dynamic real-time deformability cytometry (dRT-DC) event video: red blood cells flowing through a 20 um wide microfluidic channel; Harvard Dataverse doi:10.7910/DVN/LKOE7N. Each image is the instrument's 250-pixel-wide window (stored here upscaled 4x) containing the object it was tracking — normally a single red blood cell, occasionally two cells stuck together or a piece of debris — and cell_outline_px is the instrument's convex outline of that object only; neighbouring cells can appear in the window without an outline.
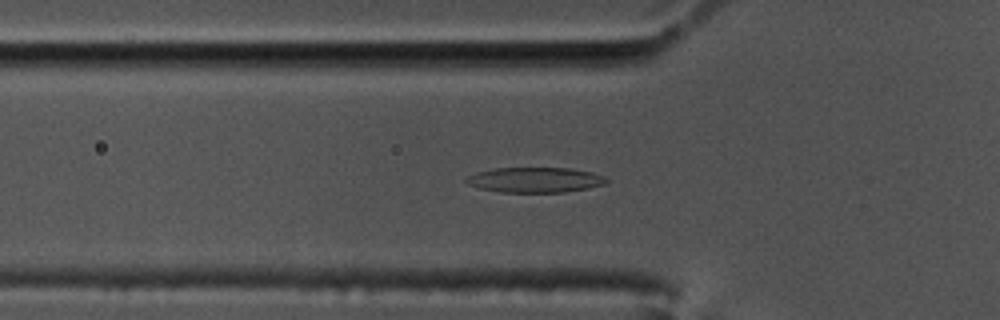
{"species": "common noctule bat (a hibernating species)", "species_latin": "Nyctalus noctula", "temperature_condition": "cold", "stored_images_in_passage": 53, "camera_frame_rate_fps": 3000, "um_per_image_px": 0.085, "animal": {"sex": "male", "body_mass_g": 17.5, "forearm_length_mm": 52.3}, "frame": {"image": 1, "passage_image": 14, "time_ms": 4.333, "image_size_px": [1000, 320], "cell_outline_px": [[608, 180], [604, 184], [588, 188], [564, 192], [500, 192], [480, 188], [468, 184], [464, 180], [468, 176], [476, 172], [496, 168], [568, 168], [592, 172], [604, 176]], "centroid_in_image_um": [45.47, 15.29], "position_along_channel_um": 80.3, "area_um2": 20.46}}
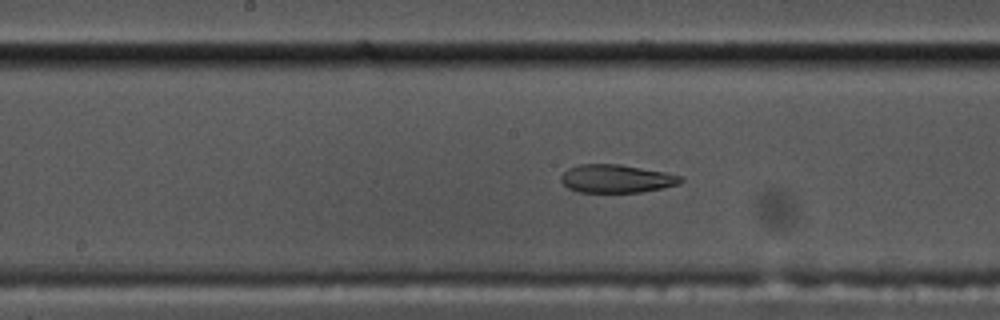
{"frame": {"image": 2, "passage_image": 24, "time_ms": 7.667, "image_size_px": [1000, 320], "cell_outline_px": [[684, 180], [680, 184], [640, 192], [576, 192], [568, 188], [560, 180], [560, 176], [568, 168], [580, 164], [620, 164], [664, 172], [680, 176]], "centroid_in_image_um": [52.36, 15.18], "position_along_channel_um": 195.8, "area_um2": 19.59}}
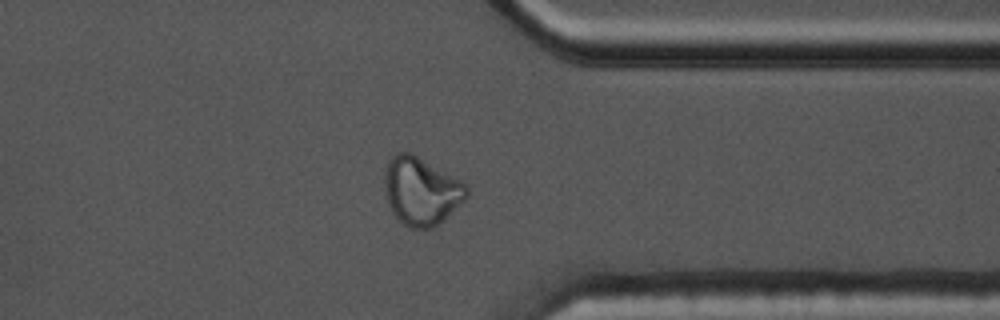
{"frame": {"image": 3, "passage_image": 40, "time_ms": 13.0, "image_size_px": [1000, 320], "cell_outline_px": [[468, 196], [464, 200], [432, 228], [412, 228], [404, 224], [392, 212], [388, 204], [384, 180], [384, 176], [388, 160], [396, 152], [408, 152], [416, 156], [460, 180], [468, 188]], "centroid_in_image_um": [35.77, 16.23], "position_along_channel_um": 375.6, "area_um2": 31.67}, "authors_computed_cell_mechanics": {"area_um2": 21.386, "velocity_mm_per_s": 3.4598, "shape_relaxation_time_tau1_ms": null, "shape_relaxation_time_tau2_ms": 2.1997, "deformation_change_tau1": null, "deformation_change_tau2": 0.0864}}